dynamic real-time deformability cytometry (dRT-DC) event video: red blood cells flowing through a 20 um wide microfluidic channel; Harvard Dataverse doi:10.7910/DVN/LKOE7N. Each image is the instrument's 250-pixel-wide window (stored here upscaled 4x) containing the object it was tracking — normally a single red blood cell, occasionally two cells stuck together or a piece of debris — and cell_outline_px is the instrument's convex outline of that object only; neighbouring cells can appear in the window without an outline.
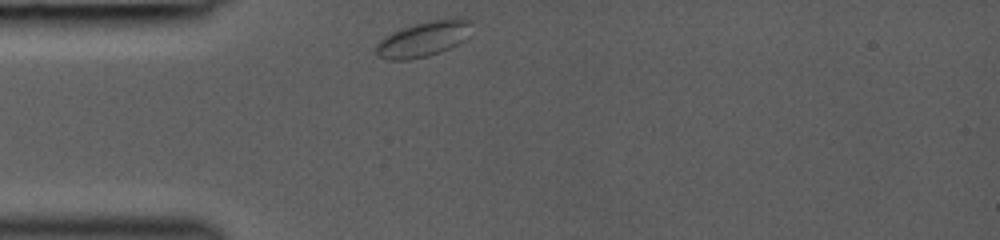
{"species": "common noctule bat (a hibernating species)", "species_latin": "Nyctalus noctula", "temperature_condition": "room temperature", "stored_images_in_passage": 29, "camera_frame_rate_fps": 3000, "um_per_image_px": 0.085, "animal": {"sex": "female", "body_mass_g": 19.0, "forearm_length_mm": 53.3}, "frame": {"image": 1, "passage_image": 1, "time_ms": 0.0, "image_size_px": [1000, 240], "cell_outline_px": [[472, 20], [464, 40], [440, 52], [428, 56], [408, 60], [388, 60], [376, 56], [376, 44], [384, 36], [392, 32], [416, 24], [432, 20], [460, 16]], "centroid_in_image_um": [35.97, 3.31], "position_along_channel_um": 49.0, "area_um2": 19.59}}
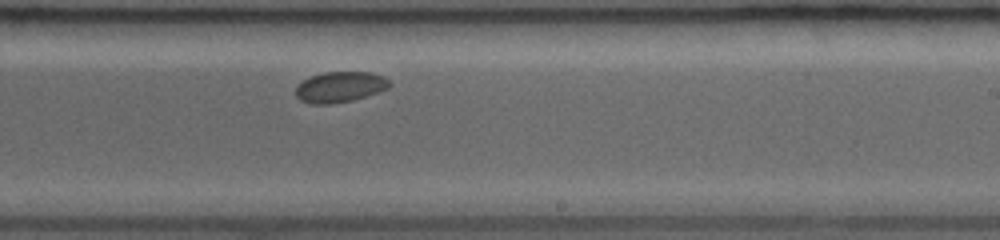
{"frame": {"image": 2, "passage_image": 16, "time_ms": 5.667, "image_size_px": [1000, 240], "cell_outline_px": [[392, 84], [388, 88], [352, 100], [332, 104], [312, 104], [300, 100], [296, 96], [296, 84], [312, 76], [324, 72], [372, 72], [384, 76]], "centroid_in_image_um": [28.88, 7.39], "position_along_channel_um": 260.1, "area_um2": 16.7}}
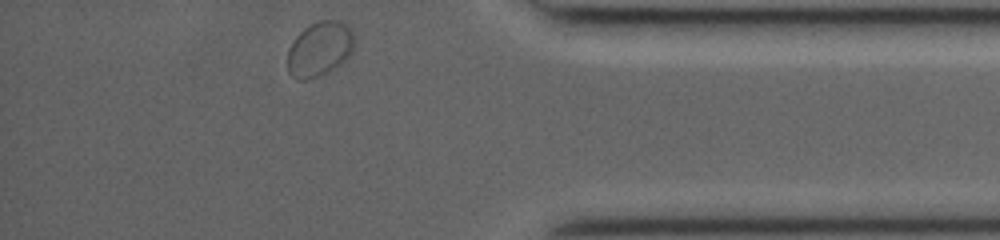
{"frame": {"image": 3, "passage_image": 29, "time_ms": 9.667, "image_size_px": [1000, 240], "cell_outline_px": [[356, 40], [352, 52], [336, 68], [328, 72], [304, 80], [300, 80], [292, 76], [288, 72], [288, 48], [296, 36], [304, 28], [320, 20], [340, 20], [356, 36]], "centroid_in_image_um": [27.18, 4.16], "position_along_channel_um": 408.0, "area_um2": 21.27}}